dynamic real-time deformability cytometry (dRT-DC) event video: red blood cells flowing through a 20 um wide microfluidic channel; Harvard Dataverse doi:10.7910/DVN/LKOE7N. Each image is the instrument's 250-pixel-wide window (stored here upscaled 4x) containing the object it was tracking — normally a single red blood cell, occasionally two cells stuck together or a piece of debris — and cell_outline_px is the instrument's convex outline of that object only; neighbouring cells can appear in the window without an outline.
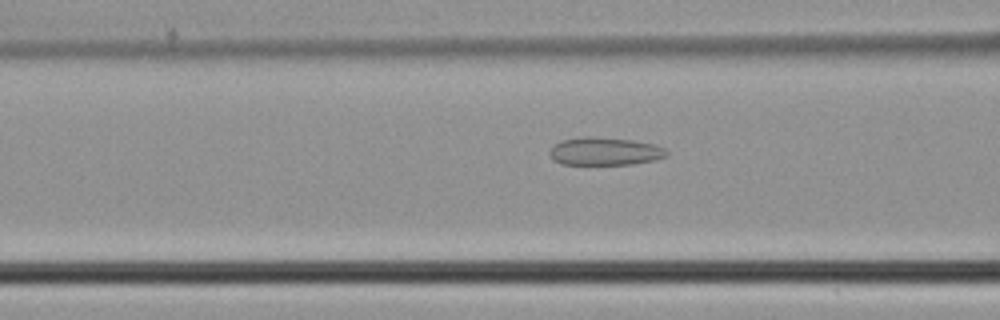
{"species": "common noctule bat (a hibernating species)", "species_latin": "Nyctalus noctula", "temperature_condition": "cold", "stored_images_in_passage": 35, "camera_frame_rate_fps": 3000, "um_per_image_px": 0.085, "animal": {"sex": "male", "body_mass_g": 21.5, "forearm_length_mm": 52.0}, "frame": {"image": 1, "passage_image": 12, "time_ms": 3.667, "image_size_px": [1000, 320], "cell_outline_px": [[668, 156], [656, 160], [632, 164], [560, 164], [552, 160], [548, 152], [556, 144], [564, 140], [584, 136], [592, 136], [632, 140], [656, 144], [664, 148], [668, 152]], "centroid_in_image_um": [51.44, 12.86], "position_along_channel_um": 115.2, "area_um2": 19.13}}
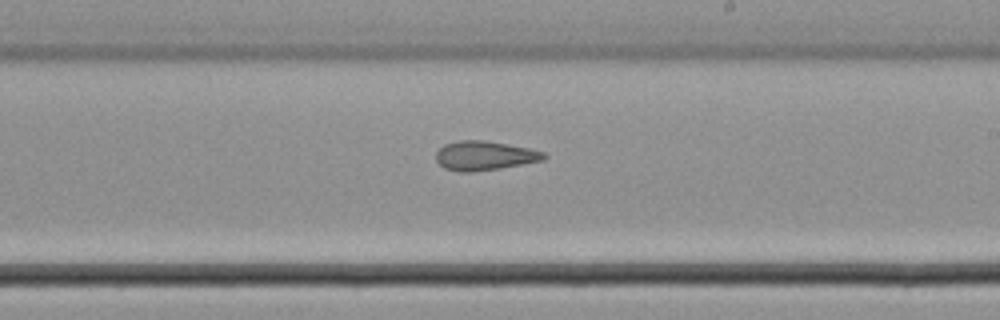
{"frame": {"image": 2, "passage_image": 21, "time_ms": 6.667, "image_size_px": [1000, 320], "cell_outline_px": [[548, 156], [544, 160], [500, 168], [472, 172], [460, 172], [444, 168], [436, 160], [436, 152], [444, 144], [456, 140], [484, 140], [508, 144], [528, 148], [544, 152]], "centroid_in_image_um": [41.17, 13.23], "position_along_channel_um": 247.8, "area_um2": 18.44}}
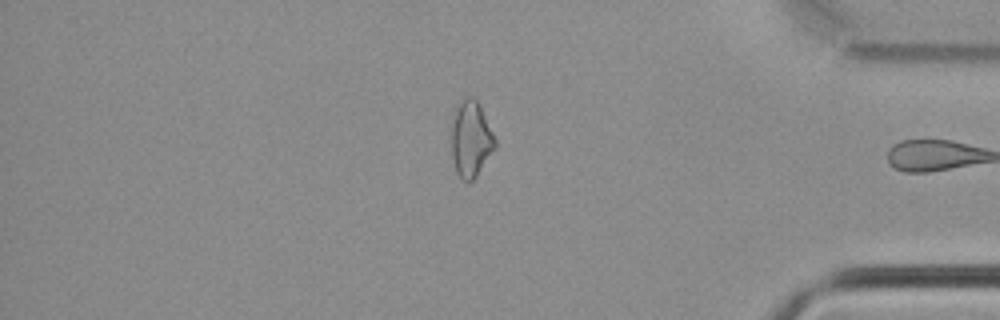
{"frame": {"image": 3, "passage_image": 33, "time_ms": 10.667, "image_size_px": [1000, 320], "cell_outline_px": [[496, 148], [476, 176], [468, 184], [456, 172], [452, 156], [452, 112], [456, 104], [468, 96], [472, 96], [476, 100], [496, 140]], "centroid_in_image_um": [40.0, 11.82], "position_along_channel_um": 395.2, "area_um2": 19.25}}